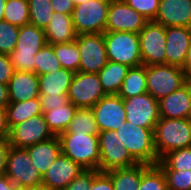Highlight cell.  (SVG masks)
<instances>
[{
  "mask_svg": "<svg viewBox=\"0 0 191 190\" xmlns=\"http://www.w3.org/2000/svg\"><path fill=\"white\" fill-rule=\"evenodd\" d=\"M115 134L137 162L156 165L159 161L154 147L153 129L139 127L131 122L122 123Z\"/></svg>",
  "mask_w": 191,
  "mask_h": 190,
  "instance_id": "obj_1",
  "label": "cell"
},
{
  "mask_svg": "<svg viewBox=\"0 0 191 190\" xmlns=\"http://www.w3.org/2000/svg\"><path fill=\"white\" fill-rule=\"evenodd\" d=\"M154 147L160 160L168 152L191 146V122L188 118L160 117L153 130Z\"/></svg>",
  "mask_w": 191,
  "mask_h": 190,
  "instance_id": "obj_2",
  "label": "cell"
},
{
  "mask_svg": "<svg viewBox=\"0 0 191 190\" xmlns=\"http://www.w3.org/2000/svg\"><path fill=\"white\" fill-rule=\"evenodd\" d=\"M62 154L84 170H98L100 152L98 135L62 133L59 136Z\"/></svg>",
  "mask_w": 191,
  "mask_h": 190,
  "instance_id": "obj_3",
  "label": "cell"
},
{
  "mask_svg": "<svg viewBox=\"0 0 191 190\" xmlns=\"http://www.w3.org/2000/svg\"><path fill=\"white\" fill-rule=\"evenodd\" d=\"M47 44L45 31L27 24L19 29L16 48L9 54L15 71L35 73V54Z\"/></svg>",
  "mask_w": 191,
  "mask_h": 190,
  "instance_id": "obj_4",
  "label": "cell"
},
{
  "mask_svg": "<svg viewBox=\"0 0 191 190\" xmlns=\"http://www.w3.org/2000/svg\"><path fill=\"white\" fill-rule=\"evenodd\" d=\"M108 61L137 67L143 65L139 34L132 32H104Z\"/></svg>",
  "mask_w": 191,
  "mask_h": 190,
  "instance_id": "obj_5",
  "label": "cell"
},
{
  "mask_svg": "<svg viewBox=\"0 0 191 190\" xmlns=\"http://www.w3.org/2000/svg\"><path fill=\"white\" fill-rule=\"evenodd\" d=\"M181 67L159 64L146 66L147 92L157 101L185 85Z\"/></svg>",
  "mask_w": 191,
  "mask_h": 190,
  "instance_id": "obj_6",
  "label": "cell"
},
{
  "mask_svg": "<svg viewBox=\"0 0 191 190\" xmlns=\"http://www.w3.org/2000/svg\"><path fill=\"white\" fill-rule=\"evenodd\" d=\"M109 4V0H88L76 5L71 16L77 35L104 33Z\"/></svg>",
  "mask_w": 191,
  "mask_h": 190,
  "instance_id": "obj_7",
  "label": "cell"
},
{
  "mask_svg": "<svg viewBox=\"0 0 191 190\" xmlns=\"http://www.w3.org/2000/svg\"><path fill=\"white\" fill-rule=\"evenodd\" d=\"M18 188L42 184V175L25 148L10 146L5 174Z\"/></svg>",
  "mask_w": 191,
  "mask_h": 190,
  "instance_id": "obj_8",
  "label": "cell"
},
{
  "mask_svg": "<svg viewBox=\"0 0 191 190\" xmlns=\"http://www.w3.org/2000/svg\"><path fill=\"white\" fill-rule=\"evenodd\" d=\"M100 162L99 172L127 168L137 164L124 145H121L115 131H101L98 134Z\"/></svg>",
  "mask_w": 191,
  "mask_h": 190,
  "instance_id": "obj_9",
  "label": "cell"
},
{
  "mask_svg": "<svg viewBox=\"0 0 191 190\" xmlns=\"http://www.w3.org/2000/svg\"><path fill=\"white\" fill-rule=\"evenodd\" d=\"M76 43L80 52L79 71L98 74L108 63L104 34H78Z\"/></svg>",
  "mask_w": 191,
  "mask_h": 190,
  "instance_id": "obj_10",
  "label": "cell"
},
{
  "mask_svg": "<svg viewBox=\"0 0 191 190\" xmlns=\"http://www.w3.org/2000/svg\"><path fill=\"white\" fill-rule=\"evenodd\" d=\"M138 34L143 65L165 64L166 27L148 21Z\"/></svg>",
  "mask_w": 191,
  "mask_h": 190,
  "instance_id": "obj_11",
  "label": "cell"
},
{
  "mask_svg": "<svg viewBox=\"0 0 191 190\" xmlns=\"http://www.w3.org/2000/svg\"><path fill=\"white\" fill-rule=\"evenodd\" d=\"M106 94L98 74L75 72L68 91V99L78 108H92Z\"/></svg>",
  "mask_w": 191,
  "mask_h": 190,
  "instance_id": "obj_12",
  "label": "cell"
},
{
  "mask_svg": "<svg viewBox=\"0 0 191 190\" xmlns=\"http://www.w3.org/2000/svg\"><path fill=\"white\" fill-rule=\"evenodd\" d=\"M54 137L45 121L44 114L32 116L13 126L8 135L10 146L26 148Z\"/></svg>",
  "mask_w": 191,
  "mask_h": 190,
  "instance_id": "obj_13",
  "label": "cell"
},
{
  "mask_svg": "<svg viewBox=\"0 0 191 190\" xmlns=\"http://www.w3.org/2000/svg\"><path fill=\"white\" fill-rule=\"evenodd\" d=\"M123 105L126 112V122L154 130L155 124L160 118L159 107L158 101L148 92L123 99Z\"/></svg>",
  "mask_w": 191,
  "mask_h": 190,
  "instance_id": "obj_14",
  "label": "cell"
},
{
  "mask_svg": "<svg viewBox=\"0 0 191 190\" xmlns=\"http://www.w3.org/2000/svg\"><path fill=\"white\" fill-rule=\"evenodd\" d=\"M148 20L123 0L110 1L105 32L139 33Z\"/></svg>",
  "mask_w": 191,
  "mask_h": 190,
  "instance_id": "obj_15",
  "label": "cell"
},
{
  "mask_svg": "<svg viewBox=\"0 0 191 190\" xmlns=\"http://www.w3.org/2000/svg\"><path fill=\"white\" fill-rule=\"evenodd\" d=\"M92 111L99 131H116L126 123L123 98L118 94L105 95L93 107Z\"/></svg>",
  "mask_w": 191,
  "mask_h": 190,
  "instance_id": "obj_16",
  "label": "cell"
},
{
  "mask_svg": "<svg viewBox=\"0 0 191 190\" xmlns=\"http://www.w3.org/2000/svg\"><path fill=\"white\" fill-rule=\"evenodd\" d=\"M84 169L64 154H60L42 176V184L64 190Z\"/></svg>",
  "mask_w": 191,
  "mask_h": 190,
  "instance_id": "obj_17",
  "label": "cell"
},
{
  "mask_svg": "<svg viewBox=\"0 0 191 190\" xmlns=\"http://www.w3.org/2000/svg\"><path fill=\"white\" fill-rule=\"evenodd\" d=\"M191 43V27H166L165 64L183 66Z\"/></svg>",
  "mask_w": 191,
  "mask_h": 190,
  "instance_id": "obj_18",
  "label": "cell"
},
{
  "mask_svg": "<svg viewBox=\"0 0 191 190\" xmlns=\"http://www.w3.org/2000/svg\"><path fill=\"white\" fill-rule=\"evenodd\" d=\"M154 22L165 27H191V0H160Z\"/></svg>",
  "mask_w": 191,
  "mask_h": 190,
  "instance_id": "obj_19",
  "label": "cell"
},
{
  "mask_svg": "<svg viewBox=\"0 0 191 190\" xmlns=\"http://www.w3.org/2000/svg\"><path fill=\"white\" fill-rule=\"evenodd\" d=\"M159 116L167 119L189 118L191 113V91L185 84L158 101Z\"/></svg>",
  "mask_w": 191,
  "mask_h": 190,
  "instance_id": "obj_20",
  "label": "cell"
},
{
  "mask_svg": "<svg viewBox=\"0 0 191 190\" xmlns=\"http://www.w3.org/2000/svg\"><path fill=\"white\" fill-rule=\"evenodd\" d=\"M9 101L39 98V80L33 72L15 71L8 83Z\"/></svg>",
  "mask_w": 191,
  "mask_h": 190,
  "instance_id": "obj_21",
  "label": "cell"
},
{
  "mask_svg": "<svg viewBox=\"0 0 191 190\" xmlns=\"http://www.w3.org/2000/svg\"><path fill=\"white\" fill-rule=\"evenodd\" d=\"M44 31L47 43L52 45L75 41L77 36L71 14L53 12Z\"/></svg>",
  "mask_w": 191,
  "mask_h": 190,
  "instance_id": "obj_22",
  "label": "cell"
},
{
  "mask_svg": "<svg viewBox=\"0 0 191 190\" xmlns=\"http://www.w3.org/2000/svg\"><path fill=\"white\" fill-rule=\"evenodd\" d=\"M25 149L33 160V164L36 166V169L42 176L62 153L61 143L58 136H54L35 145L28 146Z\"/></svg>",
  "mask_w": 191,
  "mask_h": 190,
  "instance_id": "obj_23",
  "label": "cell"
},
{
  "mask_svg": "<svg viewBox=\"0 0 191 190\" xmlns=\"http://www.w3.org/2000/svg\"><path fill=\"white\" fill-rule=\"evenodd\" d=\"M75 72L60 68L57 71L38 75L40 93L49 96L68 95Z\"/></svg>",
  "mask_w": 191,
  "mask_h": 190,
  "instance_id": "obj_24",
  "label": "cell"
},
{
  "mask_svg": "<svg viewBox=\"0 0 191 190\" xmlns=\"http://www.w3.org/2000/svg\"><path fill=\"white\" fill-rule=\"evenodd\" d=\"M129 68L127 65L108 61L99 71L98 76L106 95L118 94Z\"/></svg>",
  "mask_w": 191,
  "mask_h": 190,
  "instance_id": "obj_25",
  "label": "cell"
},
{
  "mask_svg": "<svg viewBox=\"0 0 191 190\" xmlns=\"http://www.w3.org/2000/svg\"><path fill=\"white\" fill-rule=\"evenodd\" d=\"M7 122L11 129L13 126L30 119L32 116L42 114L39 98L19 102H9L6 106Z\"/></svg>",
  "mask_w": 191,
  "mask_h": 190,
  "instance_id": "obj_26",
  "label": "cell"
},
{
  "mask_svg": "<svg viewBox=\"0 0 191 190\" xmlns=\"http://www.w3.org/2000/svg\"><path fill=\"white\" fill-rule=\"evenodd\" d=\"M78 107L71 101L67 104L44 112L45 121L49 130L54 136L64 133L69 127L70 121L74 118Z\"/></svg>",
  "mask_w": 191,
  "mask_h": 190,
  "instance_id": "obj_27",
  "label": "cell"
},
{
  "mask_svg": "<svg viewBox=\"0 0 191 190\" xmlns=\"http://www.w3.org/2000/svg\"><path fill=\"white\" fill-rule=\"evenodd\" d=\"M144 93H147L146 66L140 65L137 67H130L118 95L126 99Z\"/></svg>",
  "mask_w": 191,
  "mask_h": 190,
  "instance_id": "obj_28",
  "label": "cell"
},
{
  "mask_svg": "<svg viewBox=\"0 0 191 190\" xmlns=\"http://www.w3.org/2000/svg\"><path fill=\"white\" fill-rule=\"evenodd\" d=\"M112 180L114 190H138L141 182V163L127 168L106 172Z\"/></svg>",
  "mask_w": 191,
  "mask_h": 190,
  "instance_id": "obj_29",
  "label": "cell"
},
{
  "mask_svg": "<svg viewBox=\"0 0 191 190\" xmlns=\"http://www.w3.org/2000/svg\"><path fill=\"white\" fill-rule=\"evenodd\" d=\"M64 133L98 135L100 131L92 108H78Z\"/></svg>",
  "mask_w": 191,
  "mask_h": 190,
  "instance_id": "obj_30",
  "label": "cell"
},
{
  "mask_svg": "<svg viewBox=\"0 0 191 190\" xmlns=\"http://www.w3.org/2000/svg\"><path fill=\"white\" fill-rule=\"evenodd\" d=\"M157 165L161 170H191V146L168 152Z\"/></svg>",
  "mask_w": 191,
  "mask_h": 190,
  "instance_id": "obj_31",
  "label": "cell"
},
{
  "mask_svg": "<svg viewBox=\"0 0 191 190\" xmlns=\"http://www.w3.org/2000/svg\"><path fill=\"white\" fill-rule=\"evenodd\" d=\"M53 49L62 68L73 72L79 71L80 52L76 40L69 43L55 44Z\"/></svg>",
  "mask_w": 191,
  "mask_h": 190,
  "instance_id": "obj_32",
  "label": "cell"
},
{
  "mask_svg": "<svg viewBox=\"0 0 191 190\" xmlns=\"http://www.w3.org/2000/svg\"><path fill=\"white\" fill-rule=\"evenodd\" d=\"M138 190H168L161 168L141 163V182Z\"/></svg>",
  "mask_w": 191,
  "mask_h": 190,
  "instance_id": "obj_33",
  "label": "cell"
},
{
  "mask_svg": "<svg viewBox=\"0 0 191 190\" xmlns=\"http://www.w3.org/2000/svg\"><path fill=\"white\" fill-rule=\"evenodd\" d=\"M3 20L17 27L29 24L28 0H6Z\"/></svg>",
  "mask_w": 191,
  "mask_h": 190,
  "instance_id": "obj_34",
  "label": "cell"
},
{
  "mask_svg": "<svg viewBox=\"0 0 191 190\" xmlns=\"http://www.w3.org/2000/svg\"><path fill=\"white\" fill-rule=\"evenodd\" d=\"M35 74L43 75L45 73H50L62 68L61 63L54 53L52 44H45L36 54H35Z\"/></svg>",
  "mask_w": 191,
  "mask_h": 190,
  "instance_id": "obj_35",
  "label": "cell"
},
{
  "mask_svg": "<svg viewBox=\"0 0 191 190\" xmlns=\"http://www.w3.org/2000/svg\"><path fill=\"white\" fill-rule=\"evenodd\" d=\"M29 24L45 29L51 19L53 8L50 0H28Z\"/></svg>",
  "mask_w": 191,
  "mask_h": 190,
  "instance_id": "obj_36",
  "label": "cell"
},
{
  "mask_svg": "<svg viewBox=\"0 0 191 190\" xmlns=\"http://www.w3.org/2000/svg\"><path fill=\"white\" fill-rule=\"evenodd\" d=\"M20 27L0 21V54L9 55L15 48Z\"/></svg>",
  "mask_w": 191,
  "mask_h": 190,
  "instance_id": "obj_37",
  "label": "cell"
},
{
  "mask_svg": "<svg viewBox=\"0 0 191 190\" xmlns=\"http://www.w3.org/2000/svg\"><path fill=\"white\" fill-rule=\"evenodd\" d=\"M168 190H191V170H162Z\"/></svg>",
  "mask_w": 191,
  "mask_h": 190,
  "instance_id": "obj_38",
  "label": "cell"
},
{
  "mask_svg": "<svg viewBox=\"0 0 191 190\" xmlns=\"http://www.w3.org/2000/svg\"><path fill=\"white\" fill-rule=\"evenodd\" d=\"M148 21H154L160 5V0H123Z\"/></svg>",
  "mask_w": 191,
  "mask_h": 190,
  "instance_id": "obj_39",
  "label": "cell"
},
{
  "mask_svg": "<svg viewBox=\"0 0 191 190\" xmlns=\"http://www.w3.org/2000/svg\"><path fill=\"white\" fill-rule=\"evenodd\" d=\"M98 173V170H84L64 190H91L93 178Z\"/></svg>",
  "mask_w": 191,
  "mask_h": 190,
  "instance_id": "obj_40",
  "label": "cell"
},
{
  "mask_svg": "<svg viewBox=\"0 0 191 190\" xmlns=\"http://www.w3.org/2000/svg\"><path fill=\"white\" fill-rule=\"evenodd\" d=\"M39 100L43 113L63 106L69 102L68 95L49 96L48 93H40Z\"/></svg>",
  "mask_w": 191,
  "mask_h": 190,
  "instance_id": "obj_41",
  "label": "cell"
},
{
  "mask_svg": "<svg viewBox=\"0 0 191 190\" xmlns=\"http://www.w3.org/2000/svg\"><path fill=\"white\" fill-rule=\"evenodd\" d=\"M14 72L9 55L0 54V83L8 85Z\"/></svg>",
  "mask_w": 191,
  "mask_h": 190,
  "instance_id": "obj_42",
  "label": "cell"
},
{
  "mask_svg": "<svg viewBox=\"0 0 191 190\" xmlns=\"http://www.w3.org/2000/svg\"><path fill=\"white\" fill-rule=\"evenodd\" d=\"M91 190H114L111 177L106 172H99L93 178Z\"/></svg>",
  "mask_w": 191,
  "mask_h": 190,
  "instance_id": "obj_43",
  "label": "cell"
},
{
  "mask_svg": "<svg viewBox=\"0 0 191 190\" xmlns=\"http://www.w3.org/2000/svg\"><path fill=\"white\" fill-rule=\"evenodd\" d=\"M53 12L71 14L75 8L74 2L71 0H50Z\"/></svg>",
  "mask_w": 191,
  "mask_h": 190,
  "instance_id": "obj_44",
  "label": "cell"
},
{
  "mask_svg": "<svg viewBox=\"0 0 191 190\" xmlns=\"http://www.w3.org/2000/svg\"><path fill=\"white\" fill-rule=\"evenodd\" d=\"M9 149L8 138H0V175L6 174V161Z\"/></svg>",
  "mask_w": 191,
  "mask_h": 190,
  "instance_id": "obj_45",
  "label": "cell"
},
{
  "mask_svg": "<svg viewBox=\"0 0 191 190\" xmlns=\"http://www.w3.org/2000/svg\"><path fill=\"white\" fill-rule=\"evenodd\" d=\"M9 131L6 108L0 107V138H8Z\"/></svg>",
  "mask_w": 191,
  "mask_h": 190,
  "instance_id": "obj_46",
  "label": "cell"
},
{
  "mask_svg": "<svg viewBox=\"0 0 191 190\" xmlns=\"http://www.w3.org/2000/svg\"><path fill=\"white\" fill-rule=\"evenodd\" d=\"M9 102L8 85L0 83V107L6 108Z\"/></svg>",
  "mask_w": 191,
  "mask_h": 190,
  "instance_id": "obj_47",
  "label": "cell"
},
{
  "mask_svg": "<svg viewBox=\"0 0 191 190\" xmlns=\"http://www.w3.org/2000/svg\"><path fill=\"white\" fill-rule=\"evenodd\" d=\"M19 188L6 176L0 175V190H18Z\"/></svg>",
  "mask_w": 191,
  "mask_h": 190,
  "instance_id": "obj_48",
  "label": "cell"
},
{
  "mask_svg": "<svg viewBox=\"0 0 191 190\" xmlns=\"http://www.w3.org/2000/svg\"><path fill=\"white\" fill-rule=\"evenodd\" d=\"M182 69L185 72V75L187 73L191 72V43H190L189 49L187 51V56H186L183 66H182Z\"/></svg>",
  "mask_w": 191,
  "mask_h": 190,
  "instance_id": "obj_49",
  "label": "cell"
},
{
  "mask_svg": "<svg viewBox=\"0 0 191 190\" xmlns=\"http://www.w3.org/2000/svg\"><path fill=\"white\" fill-rule=\"evenodd\" d=\"M18 190H55V189L48 187L44 184H40V185H36V186L20 187Z\"/></svg>",
  "mask_w": 191,
  "mask_h": 190,
  "instance_id": "obj_50",
  "label": "cell"
},
{
  "mask_svg": "<svg viewBox=\"0 0 191 190\" xmlns=\"http://www.w3.org/2000/svg\"><path fill=\"white\" fill-rule=\"evenodd\" d=\"M5 3L6 0H0V21L3 20Z\"/></svg>",
  "mask_w": 191,
  "mask_h": 190,
  "instance_id": "obj_51",
  "label": "cell"
},
{
  "mask_svg": "<svg viewBox=\"0 0 191 190\" xmlns=\"http://www.w3.org/2000/svg\"><path fill=\"white\" fill-rule=\"evenodd\" d=\"M185 84L188 86L189 90L191 91V72L186 74Z\"/></svg>",
  "mask_w": 191,
  "mask_h": 190,
  "instance_id": "obj_52",
  "label": "cell"
},
{
  "mask_svg": "<svg viewBox=\"0 0 191 190\" xmlns=\"http://www.w3.org/2000/svg\"><path fill=\"white\" fill-rule=\"evenodd\" d=\"M71 1L74 2L75 6H76V5H79V4L83 3V2H86L88 0H71Z\"/></svg>",
  "mask_w": 191,
  "mask_h": 190,
  "instance_id": "obj_53",
  "label": "cell"
}]
</instances>
